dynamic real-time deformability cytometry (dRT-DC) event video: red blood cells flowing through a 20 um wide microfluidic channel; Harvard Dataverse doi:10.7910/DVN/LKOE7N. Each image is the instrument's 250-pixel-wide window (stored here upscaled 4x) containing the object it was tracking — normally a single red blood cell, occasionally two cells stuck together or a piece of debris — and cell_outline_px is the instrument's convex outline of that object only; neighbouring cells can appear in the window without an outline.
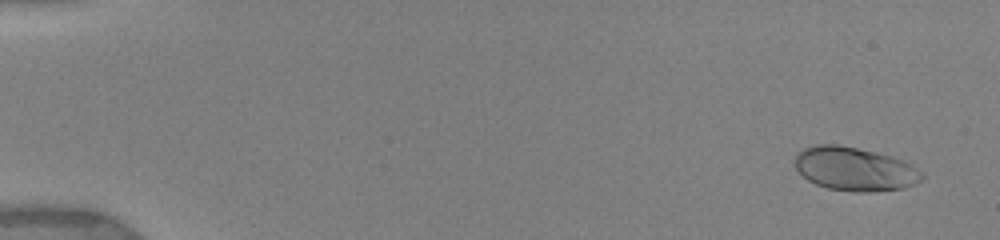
{"species": "human", "species_latin": "Homo sapiens", "temperature_condition": "warm", "stored_images_in_passage": 15, "camera_frame_rate_fps": 3000, "um_per_image_px": 0.085, "donor": {"sex": "female"}, "frame": {"image": 1, "passage_image": 2, "time_ms": 0.667, "image_size_px": [1000, 240], "cell_outline_px": [[924, 176], [920, 180], [904, 188], [868, 192], [852, 192], [828, 188], [816, 184], [808, 180], [796, 168], [792, 160], [796, 152], [804, 148], [816, 144], [840, 144], [876, 152], [892, 156], [904, 160], [912, 164], [924, 172]], "centroid_in_image_um": [72.64, 14.34], "position_along_channel_um": 12.4, "area_um2": 32.71}}
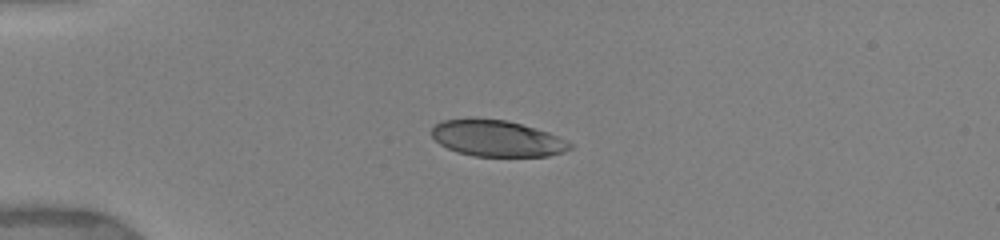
{"frame": {"image": 2, "passage_image": 8, "time_ms": 4.333, "image_size_px": [1000, 240], "cell_outline_px": [[572, 148], [564, 152], [548, 156], [472, 156], [456, 152], [440, 144], [432, 136], [432, 128], [436, 124], [444, 120], [508, 120], [536, 128], [548, 132], [572, 144]], "centroid_in_image_um": [42.27, 11.79], "position_along_channel_um": 42.7, "area_um2": 28.67}}
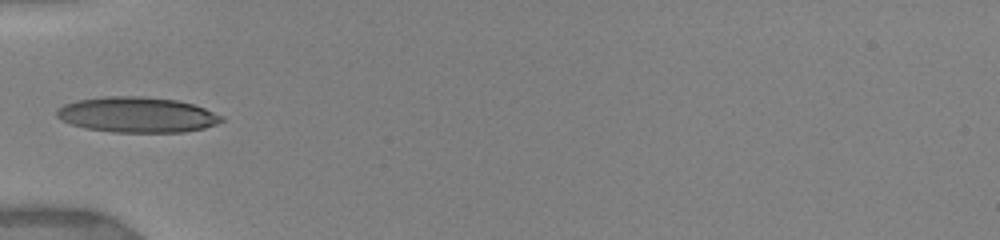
{"frame": {"image": 3, "passage_image": 11, "time_ms": 6.0, "image_size_px": [1000, 240], "cell_outline_px": [[224, 120], [216, 124], [204, 128], [184, 132], [112, 132], [84, 128], [60, 120], [56, 116], [56, 108], [64, 104], [80, 100], [104, 96], [140, 96], [176, 100], [192, 104], [204, 108], [224, 116]], "centroid_in_image_um": [11.64, 9.76], "position_along_channel_um": 73.4, "area_um2": 34.1}}